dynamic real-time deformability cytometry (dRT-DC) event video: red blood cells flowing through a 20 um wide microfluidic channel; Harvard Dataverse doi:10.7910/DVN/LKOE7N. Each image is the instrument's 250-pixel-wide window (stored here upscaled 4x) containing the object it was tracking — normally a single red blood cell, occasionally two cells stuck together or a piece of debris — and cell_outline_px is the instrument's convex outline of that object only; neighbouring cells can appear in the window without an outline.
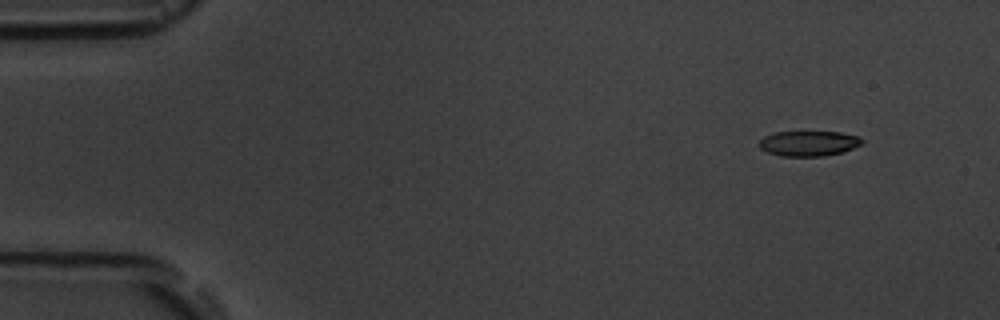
{"species": "common noctule bat (a hibernating species)", "species_latin": "Nyctalus noctula", "temperature_condition": "room temperature", "stored_images_in_passage": 5, "camera_frame_rate_fps": 3000, "um_per_image_px": 0.085, "animal": {"sex": "male", "body_mass_g": 19.5, "forearm_length_mm": 54.6}, "frame": {"image": 1, "passage_image": 2, "time_ms": 1.667, "image_size_px": [1000, 320], "cell_outline_px": [[864, 144], [840, 152], [824, 156], [780, 156], [768, 152], [760, 148], [760, 140], [764, 136], [772, 132], [840, 132], [856, 136], [864, 140]], "centroid_in_image_um": [68.73, 12.19], "position_along_channel_um": 16.3, "area_um2": 15.03}}
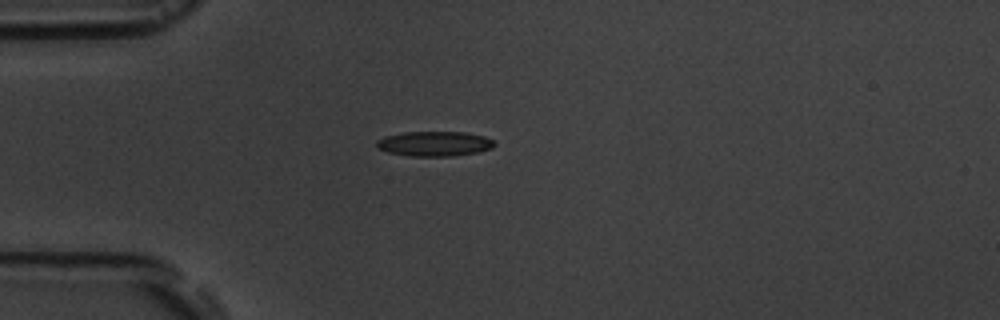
{"frame": {"image": 2, "passage_image": 5, "time_ms": 5.0, "image_size_px": [1000, 320], "cell_outline_px": [[496, 144], [492, 148], [476, 152], [452, 156], [412, 156], [388, 152], [376, 148], [376, 140], [384, 136], [404, 132], [464, 132], [484, 136], [492, 140]], "centroid_in_image_um": [36.89, 12.21], "position_along_channel_um": 48.1, "area_um2": 17.05}}